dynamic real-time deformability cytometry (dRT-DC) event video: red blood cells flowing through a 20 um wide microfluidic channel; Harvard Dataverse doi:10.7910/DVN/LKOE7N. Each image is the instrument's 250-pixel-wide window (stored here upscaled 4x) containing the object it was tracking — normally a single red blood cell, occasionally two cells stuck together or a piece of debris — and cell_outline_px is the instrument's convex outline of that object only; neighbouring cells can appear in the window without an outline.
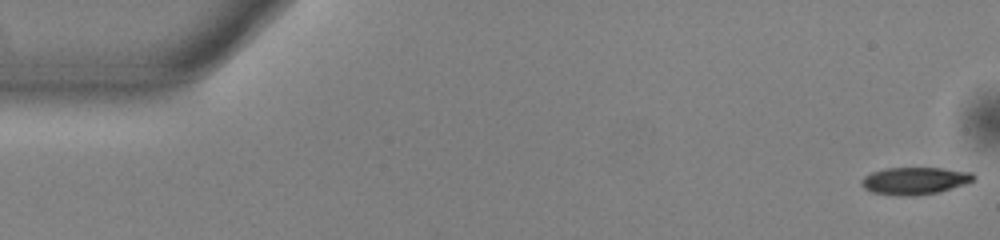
{"species": "common noctule bat (a hibernating species)", "species_latin": "Nyctalus noctula", "temperature_condition": "warm", "stored_images_in_passage": 52, "camera_frame_rate_fps": 3000, "um_per_image_px": 0.085, "animal": {"sex": "male", "body_mass_g": 13.0, "forearm_length_mm": 53.1}, "frame": {"image": 1, "passage_image": 1, "time_ms": 0.0, "image_size_px": [1000, 240], "cell_outline_px": [[976, 180], [968, 184], [936, 192], [916, 196], [896, 196], [872, 192], [864, 188], [860, 184], [860, 180], [864, 176], [872, 172], [884, 168], [944, 168], [972, 172], [976, 176]], "centroid_in_image_um": [77.77, 15.37], "position_along_channel_um": 7.2, "area_um2": 18.15}}
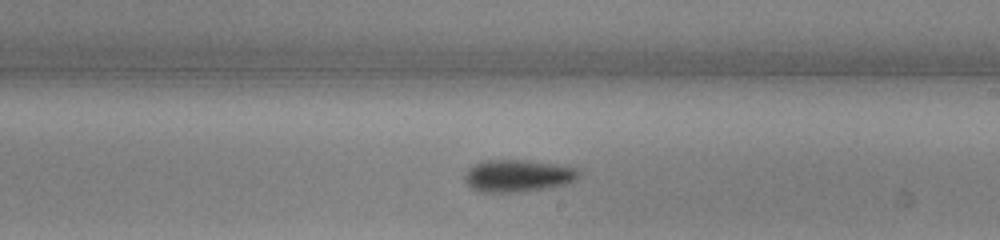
{"frame": {"image": 2, "passage_image": 30, "time_ms": 9.667, "image_size_px": [1000, 240], "cell_outline_px": [[580, 176], [576, 180], [568, 184], [520, 192], [480, 192], [472, 188], [464, 180], [464, 176], [468, 168], [484, 160], [524, 160], [556, 164], [580, 168]], "centroid_in_image_um": [44.05, 14.94], "position_along_channel_um": 244.9, "area_um2": 21.56}}
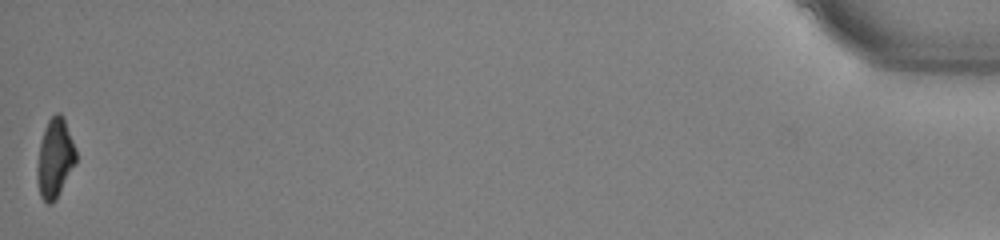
{"frame": {"image": 3, "passage_image": 52, "time_ms": 17.0, "image_size_px": [1000, 240], "cell_outline_px": [[76, 164], [56, 200], [52, 204], [48, 204], [40, 196], [36, 176], [36, 168], [40, 144], [44, 128], [48, 120], [56, 112], [60, 112], [64, 116], [76, 148]], "centroid_in_image_um": [4.68, 13.45], "position_along_channel_um": 430.5, "area_um2": 18.26}, "authors_computed_cell_mechanics": {"area_um2": 19.363, "velocity_mm_per_s": 3.9438, "shape_relaxation_time_tau1_ms": 2.4799, "shape_relaxation_time_tau2_ms": null, "deformation_change_tau1": 0.136, "deformation_change_tau2": null}}